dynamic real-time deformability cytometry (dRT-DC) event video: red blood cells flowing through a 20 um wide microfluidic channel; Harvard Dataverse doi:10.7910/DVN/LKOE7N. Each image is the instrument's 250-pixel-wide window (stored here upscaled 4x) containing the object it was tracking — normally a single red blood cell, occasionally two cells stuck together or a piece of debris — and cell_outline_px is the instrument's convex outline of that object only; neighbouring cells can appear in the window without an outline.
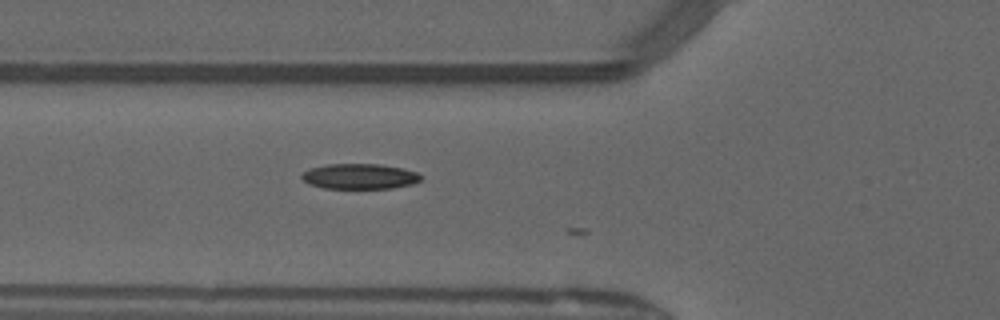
{"species": "common noctule bat (a hibernating species)", "species_latin": "Nyctalus noctula", "temperature_condition": "warm", "stored_images_in_passage": 4, "camera_frame_rate_fps": 3000, "um_per_image_px": 0.085, "animal": {"sex": "male", "forearm_length_mm": 52.5}, "frame": {"image": 1, "passage_image": 2, "time_ms": 0.333, "image_size_px": [1000, 320], "cell_outline_px": [[420, 180], [412, 184], [392, 188], [324, 188], [308, 184], [300, 176], [308, 168], [328, 164], [380, 164], [400, 168], [416, 172], [420, 176]], "centroid_in_image_um": [30.52, 14.99], "position_along_channel_um": 95.3, "area_um2": 17.46}}